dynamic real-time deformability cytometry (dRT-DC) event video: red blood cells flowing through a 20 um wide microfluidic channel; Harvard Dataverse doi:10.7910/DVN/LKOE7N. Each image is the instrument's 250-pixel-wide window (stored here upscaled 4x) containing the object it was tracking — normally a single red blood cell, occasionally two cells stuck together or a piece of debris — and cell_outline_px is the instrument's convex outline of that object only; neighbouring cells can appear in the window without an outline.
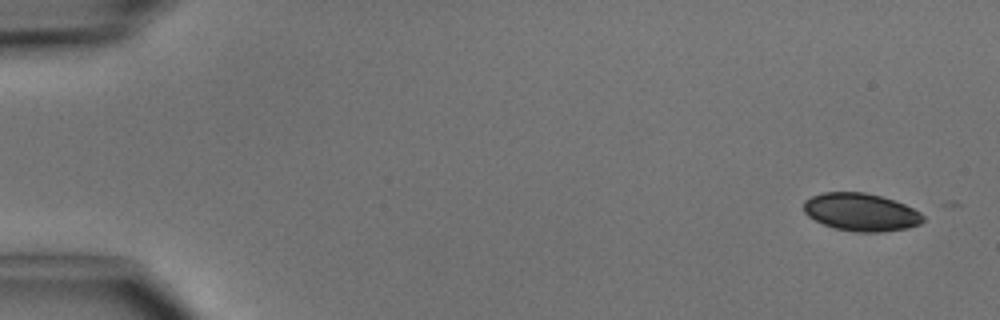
{"species": "common noctule bat (a hibernating species)", "species_latin": "Nyctalus noctula", "temperature_condition": "cold", "stored_images_in_passage": 4, "camera_frame_rate_fps": 3000, "um_per_image_px": 0.085, "animal": {"sex": "male", "body_mass_g": 15.6}, "frame": {"image": 1, "passage_image": 1, "time_ms": 0.0, "image_size_px": [1000, 320], "cell_outline_px": [[924, 220], [920, 224], [908, 228], [880, 232], [856, 232], [836, 228], [824, 224], [808, 216], [804, 212], [804, 200], [812, 196], [824, 192], [864, 192], [880, 196], [904, 204], [920, 212], [924, 216]], "centroid_in_image_um": [73.19, 18.03], "position_along_channel_um": 11.8, "area_um2": 26.13}}
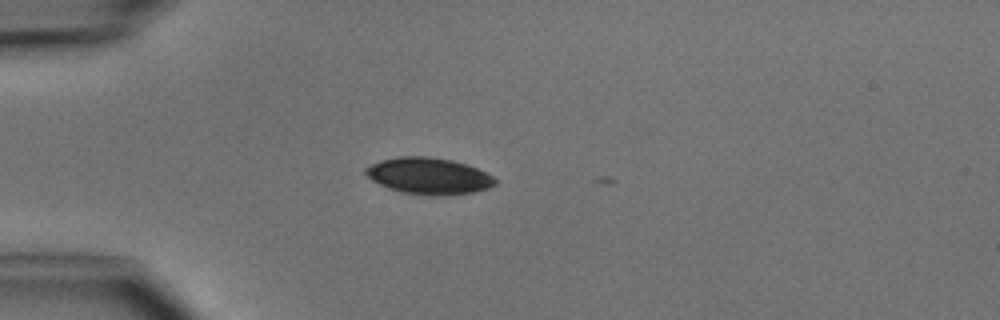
{"frame": {"image": 2, "passage_image": 4, "time_ms": 3.667, "image_size_px": [1000, 320], "cell_outline_px": [[496, 184], [488, 188], [472, 192], [440, 196], [436, 196], [400, 192], [388, 188], [372, 180], [364, 172], [364, 168], [380, 160], [400, 156], [428, 156], [452, 160], [476, 168], [492, 176], [496, 180]], "centroid_in_image_um": [36.41, 14.95], "position_along_channel_um": 48.6, "area_um2": 27.4}}